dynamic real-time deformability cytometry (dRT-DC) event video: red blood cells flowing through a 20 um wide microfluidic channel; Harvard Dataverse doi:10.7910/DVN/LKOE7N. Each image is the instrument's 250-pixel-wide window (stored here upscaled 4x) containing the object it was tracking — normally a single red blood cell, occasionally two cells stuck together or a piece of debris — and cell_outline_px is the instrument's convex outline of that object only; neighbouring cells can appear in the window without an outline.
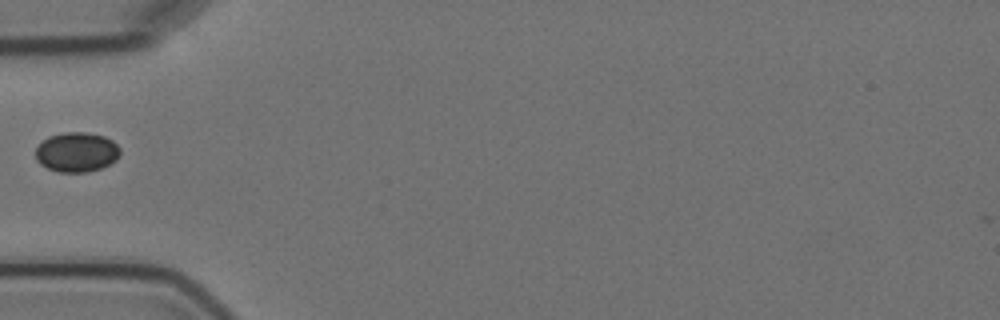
{"species": "Egyptian fruit bat (a non-hibernating species)", "species_latin": "Rousettus aegyptiacus", "temperature_condition": "cold", "stored_images_in_passage": 2, "camera_frame_rate_fps": 3000, "um_per_image_px": 0.085, "animal": {"sex": "female"}, "frame": {"image": 1, "passage_image": 1, "time_ms": 0.0, "image_size_px": [1000, 320], "cell_outline_px": [[120, 156], [116, 160], [100, 168], [88, 172], [56, 172], [40, 164], [36, 160], [36, 148], [48, 136], [64, 132], [84, 132], [104, 136], [112, 140], [120, 148]], "centroid_in_image_um": [6.52, 12.93], "position_along_channel_um": 78.5, "area_um2": 19.59}}
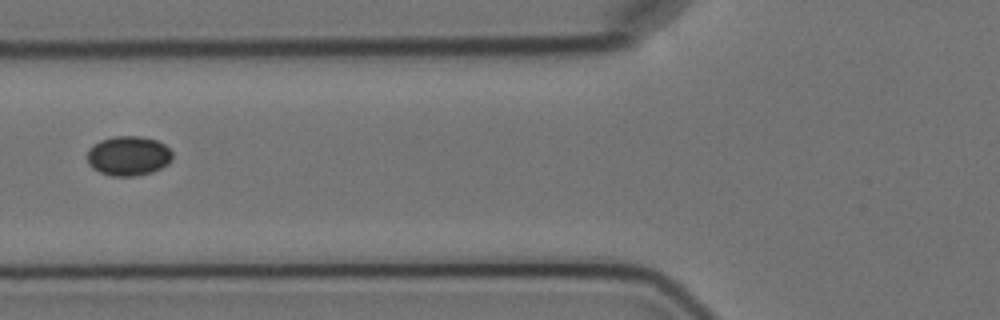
{"frame": {"image": 2, "passage_image": 2, "time_ms": 1.0, "image_size_px": [1000, 320], "cell_outline_px": [[172, 160], [168, 164], [152, 172], [136, 176], [112, 176], [100, 172], [92, 168], [88, 164], [88, 152], [100, 140], [112, 136], [140, 136], [156, 140], [164, 144], [172, 152]], "centroid_in_image_um": [10.94, 13.25], "position_along_channel_um": 114.9, "area_um2": 19.59}}